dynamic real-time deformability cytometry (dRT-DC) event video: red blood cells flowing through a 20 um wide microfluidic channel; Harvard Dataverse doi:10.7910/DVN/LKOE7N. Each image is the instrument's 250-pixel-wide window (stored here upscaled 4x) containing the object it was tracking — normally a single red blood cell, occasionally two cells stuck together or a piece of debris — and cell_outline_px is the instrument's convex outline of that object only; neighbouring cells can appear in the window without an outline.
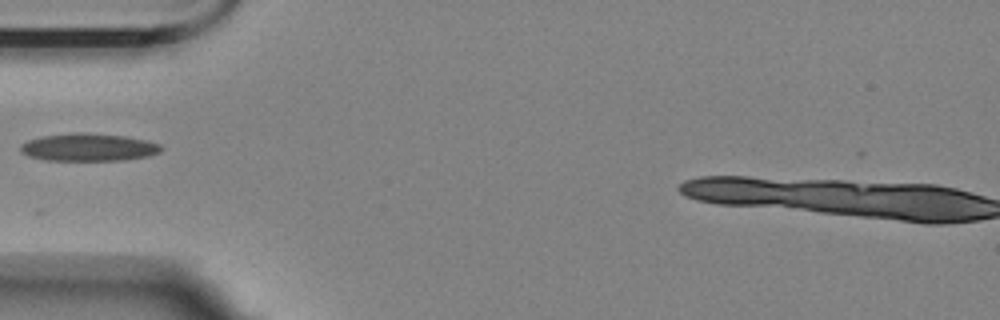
{"species": "Egyptian fruit bat (a non-hibernating species)", "species_latin": "Rousettus aegyptiacus", "temperature_condition": "room temperature", "stored_images_in_passage": 11, "camera_frame_rate_fps": 3000, "um_per_image_px": 0.085, "animal": {"sex": "female"}, "frame": {"image": 1, "passage_image": 2, "time_ms": 1.333, "image_size_px": [1000, 320], "cell_outline_px": [[164, 148], [160, 152], [148, 156], [124, 160], [44, 160], [28, 156], [20, 152], [20, 144], [28, 140], [44, 136], [72, 132], [84, 132], [124, 136], [144, 140], [160, 144]], "centroid_in_image_um": [7.51, 12.52], "position_along_channel_um": 77.5, "area_um2": 22.72}}
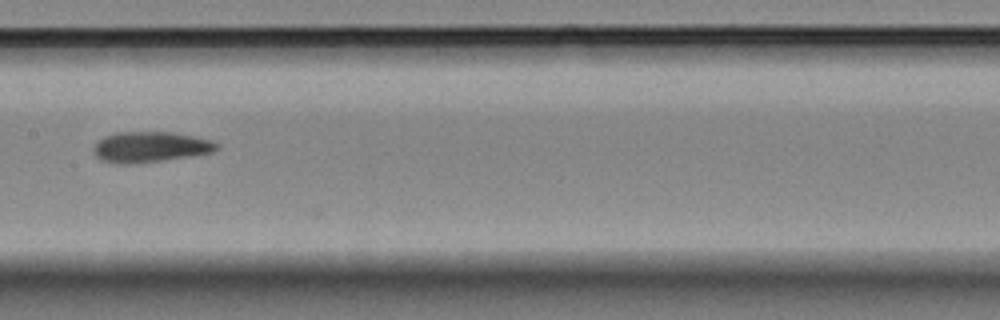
{"frame": {"image": 2, "passage_image": 5, "time_ms": 4.667, "image_size_px": [1000, 320], "cell_outline_px": [[220, 148], [212, 152], [192, 156], [164, 160], [132, 164], [116, 164], [100, 160], [92, 152], [92, 148], [104, 136], [116, 132], [172, 132], [192, 136], [208, 140], [216, 144]], "centroid_in_image_um": [12.71, 12.5], "position_along_channel_um": 194.7, "area_um2": 21.96}}
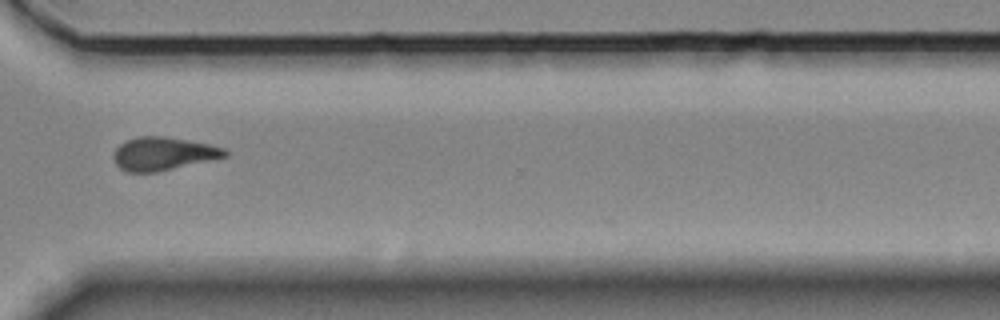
{"frame": {"image": 3, "passage_image": 9, "time_ms": 9.333, "image_size_px": [1000, 320], "cell_outline_px": [[228, 156], [156, 172], [128, 172], [120, 168], [116, 164], [112, 156], [116, 148], [120, 144], [136, 136], [164, 136], [208, 144], [224, 148], [228, 152]], "centroid_in_image_um": [13.84, 13.06], "position_along_channel_um": 356.8, "area_um2": 21.33}}